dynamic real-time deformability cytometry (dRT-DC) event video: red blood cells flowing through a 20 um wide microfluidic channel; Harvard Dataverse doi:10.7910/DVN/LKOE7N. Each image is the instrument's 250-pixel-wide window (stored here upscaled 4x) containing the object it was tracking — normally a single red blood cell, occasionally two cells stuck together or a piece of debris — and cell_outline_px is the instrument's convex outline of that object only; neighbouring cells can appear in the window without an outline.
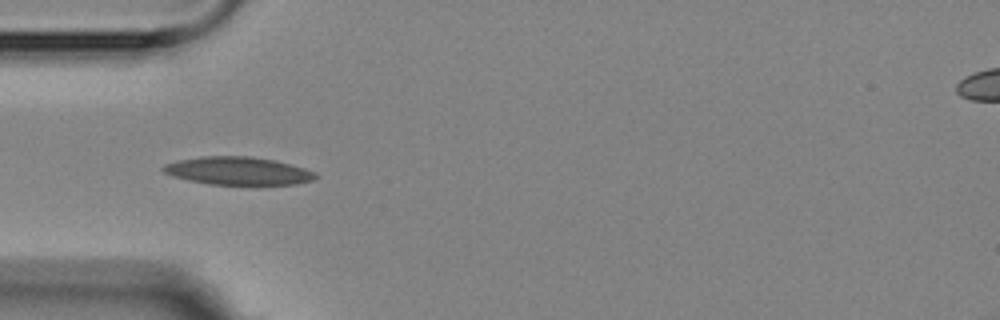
{"species": "Egyptian fruit bat (a non-hibernating species)", "species_latin": "Rousettus aegyptiacus", "temperature_condition": "room temperature", "stored_images_in_passage": 6, "camera_frame_rate_fps": 3000, "um_per_image_px": 0.085, "animal": {"sex": "female"}, "frame": {"image": 1, "passage_image": 5, "time_ms": 4.667, "image_size_px": [1000, 320], "cell_outline_px": [[320, 176], [312, 180], [296, 184], [208, 184], [188, 180], [172, 176], [164, 172], [160, 168], [164, 164], [180, 160], [200, 156], [252, 156], [276, 160], [304, 168], [316, 172]], "centroid_in_image_um": [20.24, 14.51], "position_along_channel_um": 64.8, "area_um2": 24.85}}
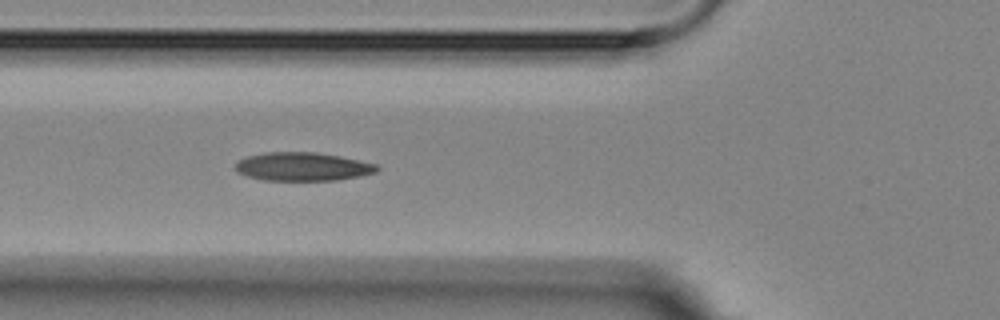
{"frame": {"image": 2, "passage_image": 6, "time_ms": 5.667, "image_size_px": [1000, 320], "cell_outline_px": [[380, 168], [376, 172], [360, 176], [336, 180], [264, 180], [248, 176], [236, 172], [236, 164], [240, 160], [248, 156], [264, 152], [316, 152], [340, 156], [376, 164]], "centroid_in_image_um": [25.74, 14.16], "position_along_channel_um": 100.1, "area_um2": 23.35}}